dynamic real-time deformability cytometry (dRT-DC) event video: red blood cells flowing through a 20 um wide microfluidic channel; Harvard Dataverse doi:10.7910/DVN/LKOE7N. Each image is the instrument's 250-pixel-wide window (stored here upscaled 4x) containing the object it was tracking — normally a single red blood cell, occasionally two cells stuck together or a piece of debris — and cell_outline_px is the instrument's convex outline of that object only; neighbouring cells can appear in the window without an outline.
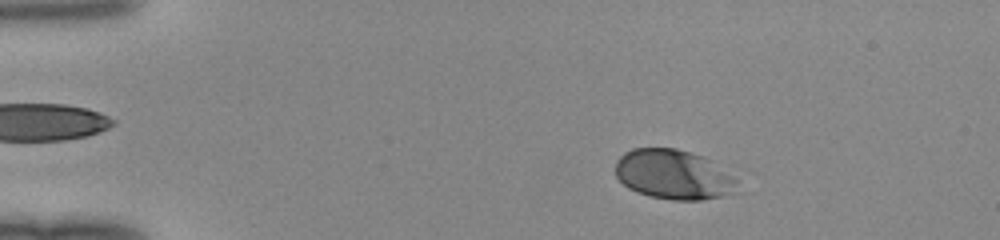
{"species": "human", "species_latin": "Homo sapiens", "temperature_condition": "room temperature", "stored_images_in_passage": 49, "camera_frame_rate_fps": 3000, "um_per_image_px": 0.085, "donor": {"sex": "female"}, "frame": {"image": 1, "passage_image": 8, "time_ms": 2.333, "image_size_px": [1000, 240], "cell_outline_px": [[740, 192], [700, 200], [672, 200], [648, 196], [636, 192], [628, 188], [616, 176], [616, 160], [624, 152], [632, 148], [676, 148], [704, 156], [732, 176], [736, 180]], "centroid_in_image_um": [57.24, 14.84], "position_along_channel_um": 27.8, "area_um2": 35.43}}
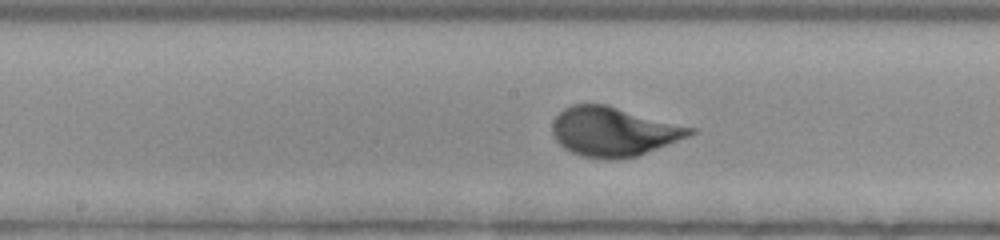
{"frame": {"image": 2, "passage_image": 26, "time_ms": 8.333, "image_size_px": [1000, 240], "cell_outline_px": [[700, 128], [696, 132], [688, 136], [636, 156], [612, 160], [608, 160], [580, 156], [564, 148], [556, 140], [552, 132], [552, 124], [556, 116], [564, 108], [572, 104], [604, 104]], "centroid_in_image_um": [52.17, 11.18], "position_along_channel_um": 196.0, "area_um2": 39.59}}
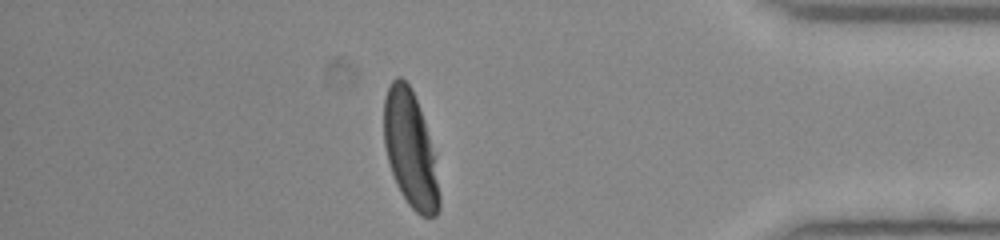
{"frame": {"image": 3, "passage_image": 43, "time_ms": 14.0, "image_size_px": [1000, 240], "cell_outline_px": [[440, 208], [436, 216], [420, 216], [408, 204], [400, 192], [396, 184], [388, 160], [384, 144], [384, 100], [388, 88], [392, 80], [396, 76], [400, 76], [412, 88], [420, 108], [436, 156], [440, 196]], "centroid_in_image_um": [34.9, 12.71], "position_along_channel_um": 400.3, "area_um2": 37.8}}